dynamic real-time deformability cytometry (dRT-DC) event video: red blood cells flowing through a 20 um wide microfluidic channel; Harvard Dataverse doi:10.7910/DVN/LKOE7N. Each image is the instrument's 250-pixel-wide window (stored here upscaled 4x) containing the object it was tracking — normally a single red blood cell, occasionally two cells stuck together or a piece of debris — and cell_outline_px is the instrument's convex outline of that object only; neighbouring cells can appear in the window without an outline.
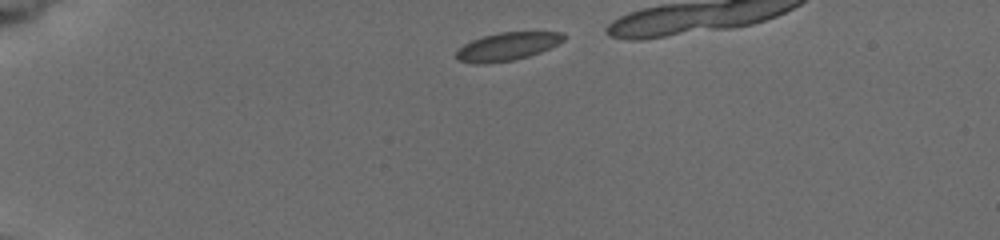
{"species": "common noctule bat (a hibernating species)", "species_latin": "Nyctalus noctula", "temperature_condition": "cold", "stored_images_in_passage": 7, "segment_of_instrument_passage": [1, 2], "camera_frame_rate_fps": 3000, "um_per_image_px": 0.085, "animal": {"sex": "female", "body_mass_g": 19.5, "forearm_length_mm": 54.1}, "frame": {"image": 1, "passage_image": 1, "time_ms": 0.0, "image_size_px": [1000, 240], "cell_outline_px": [[564, 40], [540, 52], [528, 56], [512, 60], [484, 64], [472, 64], [460, 60], [456, 56], [456, 52], [464, 44], [472, 40], [484, 36], [500, 32], [564, 32]], "centroid_in_image_um": [43.1, 3.95], "position_along_channel_um": 41.9, "area_um2": 17.28}}
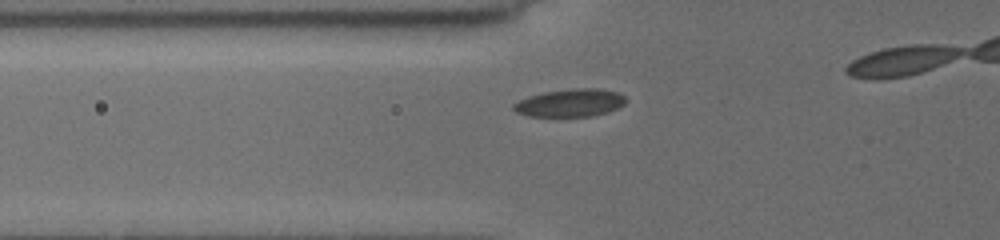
{"frame": {"image": 2, "passage_image": 4, "time_ms": 2.333, "image_size_px": [1000, 240], "cell_outline_px": [[624, 104], [608, 112], [592, 116], [528, 116], [516, 112], [512, 108], [512, 104], [528, 96], [544, 92], [576, 88], [600, 88], [616, 92], [624, 96]], "centroid_in_image_um": [48.43, 8.74], "position_along_channel_um": 77.4, "area_um2": 18.03}}
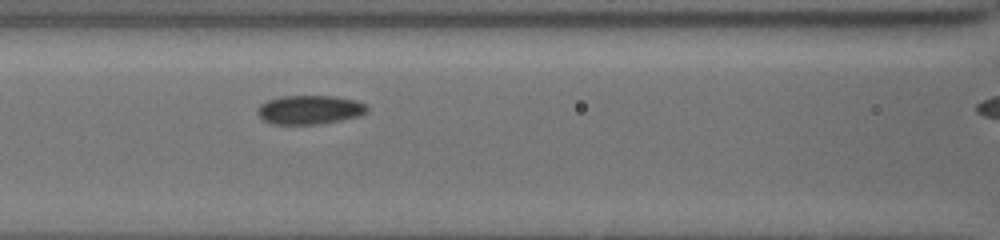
{"frame": {"image": 3, "passage_image": 6, "time_ms": 4.0, "image_size_px": [1000, 240], "cell_outline_px": [[368, 112], [356, 116], [340, 120], [316, 124], [272, 124], [264, 120], [256, 112], [256, 108], [260, 104], [268, 100], [280, 96], [336, 96], [356, 100], [368, 104]], "centroid_in_image_um": [26.32, 9.31], "position_along_channel_um": 140.3, "area_um2": 18.55}}